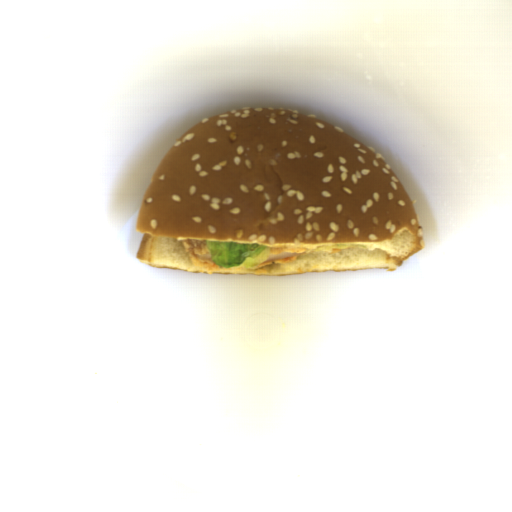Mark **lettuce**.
I'll list each match as a JSON object with an SVG mask.
<instances>
[{"instance_id":"obj_1","label":"lettuce","mask_w":512,"mask_h":512,"mask_svg":"<svg viewBox=\"0 0 512 512\" xmlns=\"http://www.w3.org/2000/svg\"><path fill=\"white\" fill-rule=\"evenodd\" d=\"M210 259L223 268L257 267L270 259L269 247L234 241L205 240Z\"/></svg>"}]
</instances>
